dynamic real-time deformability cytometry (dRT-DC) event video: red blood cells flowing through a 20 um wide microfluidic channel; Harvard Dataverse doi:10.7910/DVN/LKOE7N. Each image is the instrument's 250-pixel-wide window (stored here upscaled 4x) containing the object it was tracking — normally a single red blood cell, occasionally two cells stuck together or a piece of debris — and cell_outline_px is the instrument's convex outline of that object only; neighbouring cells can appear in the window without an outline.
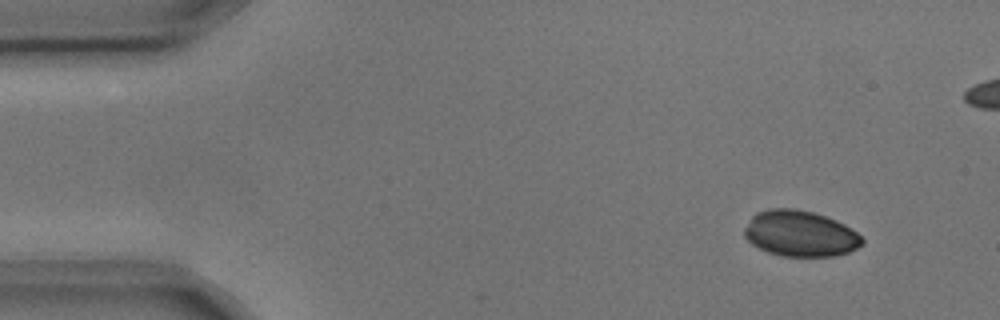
{"species": "common noctule bat (a hibernating species)", "species_latin": "Nyctalus noctula", "temperature_condition": "cold", "stored_images_in_passage": 7, "camera_frame_rate_fps": 3000, "um_per_image_px": 0.085, "animal": {"sex": "male", "body_mass_g": 17.9, "forearm_length_mm": 54.2}, "frame": {"image": 1, "passage_image": 2, "time_ms": 0.333, "image_size_px": [1000, 320], "cell_outline_px": [[864, 244], [848, 252], [832, 256], [784, 256], [768, 252], [752, 244], [744, 236], [744, 228], [752, 216], [756, 212], [768, 208], [796, 208], [812, 212], [836, 220], [852, 228], [864, 240]], "centroid_in_image_um": [68.0, 19.84], "position_along_channel_um": 17.0, "area_um2": 31.5}}